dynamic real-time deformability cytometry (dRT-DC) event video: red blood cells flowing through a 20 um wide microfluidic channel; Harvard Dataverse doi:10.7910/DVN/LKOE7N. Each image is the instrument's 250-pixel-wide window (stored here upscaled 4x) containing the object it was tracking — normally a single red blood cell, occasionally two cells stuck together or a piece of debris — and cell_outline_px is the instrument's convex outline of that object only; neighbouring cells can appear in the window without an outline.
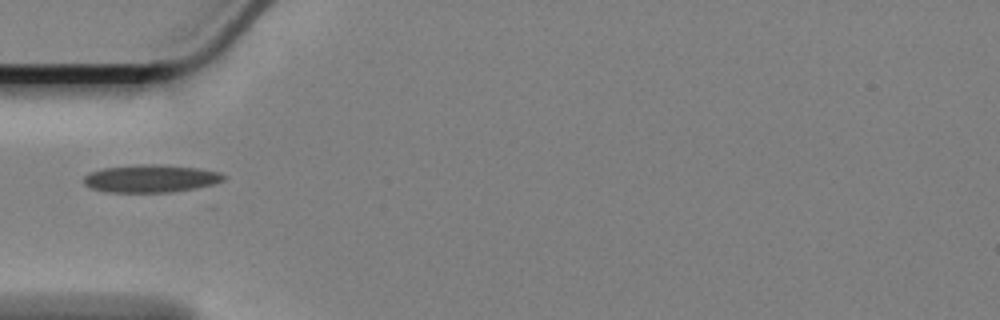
{"species": "Egyptian fruit bat (a non-hibernating species)", "species_latin": "Rousettus aegyptiacus", "temperature_condition": "cold", "stored_images_in_passage": 33, "camera_frame_rate_fps": 3000, "um_per_image_px": 0.085, "animal": {"sex": "female"}, "frame": {"image": 1, "passage_image": 5, "time_ms": 1.333, "image_size_px": [1000, 320], "cell_outline_px": [[228, 176], [224, 180], [212, 184], [172, 192], [108, 192], [92, 188], [84, 184], [84, 176], [88, 172], [104, 168], [140, 164], [160, 164], [200, 168], [220, 172]], "centroid_in_image_um": [12.82, 15.16], "position_along_channel_um": 72.2, "area_um2": 22.6}, "authors_computed_cell_mechanics": {"area_um2": 21.2126, "velocity_mm_per_s": 3.3955, "shape_relaxation_time_tau1_ms": null, "shape_relaxation_time_tau2_ms": 3.4177, "deformation_change_tau1": null, "deformation_change_tau2": 0.1332}}